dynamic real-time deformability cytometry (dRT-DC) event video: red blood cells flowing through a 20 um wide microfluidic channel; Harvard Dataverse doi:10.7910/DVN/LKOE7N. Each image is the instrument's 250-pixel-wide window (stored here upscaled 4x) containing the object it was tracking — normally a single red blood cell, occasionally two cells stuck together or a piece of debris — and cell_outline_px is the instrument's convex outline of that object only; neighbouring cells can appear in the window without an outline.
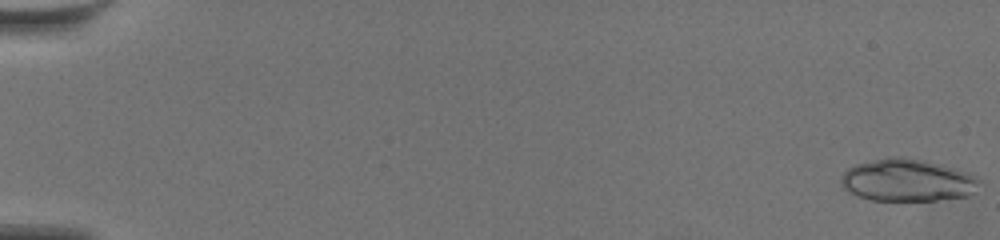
{"species": "common noctule bat (a hibernating species)", "species_latin": "Nyctalus noctula", "temperature_condition": "warm", "stored_images_in_passage": 60, "camera_frame_rate_fps": 3000, "um_per_image_px": 0.085, "animal": {"sex": "female", "body_mass_g": 19.5, "forearm_length_mm": 54.1}, "frame": {"image": 1, "passage_image": 1, "time_ms": 0.0, "image_size_px": [1000, 240], "cell_outline_px": [[984, 184], [976, 192], [968, 196], [936, 200], [868, 200], [856, 196], [848, 192], [840, 184], [840, 176], [848, 168], [856, 164], [888, 156], [900, 156], [920, 160], [968, 172], [976, 176]], "centroid_in_image_um": [77.13, 15.33], "position_along_channel_um": 7.9, "area_um2": 34.45}}
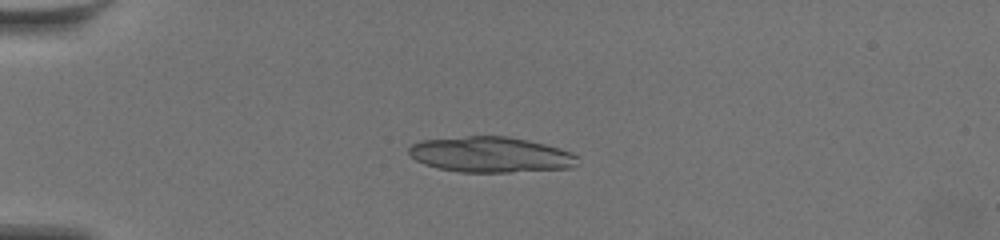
{"frame": {"image": 2, "passage_image": 17, "time_ms": 5.333, "image_size_px": [1000, 240], "cell_outline_px": [[580, 164], [572, 168], [508, 172], [460, 172], [436, 168], [424, 164], [416, 160], [408, 152], [408, 148], [412, 144], [420, 140], [468, 136], [508, 136], [528, 140], [560, 148], [572, 152], [580, 156]], "centroid_in_image_um": [41.76, 13.14], "position_along_channel_um": 43.2, "area_um2": 35.37}}